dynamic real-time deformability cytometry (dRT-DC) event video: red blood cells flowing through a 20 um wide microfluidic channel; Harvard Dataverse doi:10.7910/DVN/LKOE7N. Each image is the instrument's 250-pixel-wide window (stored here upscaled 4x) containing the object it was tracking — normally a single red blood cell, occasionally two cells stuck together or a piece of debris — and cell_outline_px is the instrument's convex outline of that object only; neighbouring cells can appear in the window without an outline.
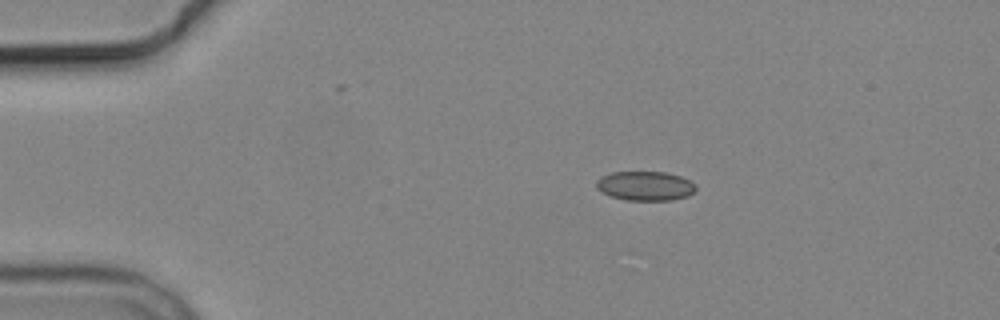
{"species": "common noctule bat (a hibernating species)", "species_latin": "Nyctalus noctula", "temperature_condition": "cold", "stored_images_in_passage": 1, "camera_frame_rate_fps": 3000, "um_per_image_px": 0.085, "animal": {"sex": "male", "body_mass_g": 19.2, "forearm_length_mm": 51.8}, "frame": {"image": 1, "passage_image": 1, "time_ms": 0.0, "image_size_px": [1000, 320], "cell_outline_px": [[696, 188], [688, 196], [672, 200], [624, 200], [612, 196], [596, 188], [596, 180], [600, 176], [612, 172], [668, 172], [680, 176], [696, 184]], "centroid_in_image_um": [54.84, 15.79], "position_along_channel_um": 30.2, "area_um2": 16.99}}